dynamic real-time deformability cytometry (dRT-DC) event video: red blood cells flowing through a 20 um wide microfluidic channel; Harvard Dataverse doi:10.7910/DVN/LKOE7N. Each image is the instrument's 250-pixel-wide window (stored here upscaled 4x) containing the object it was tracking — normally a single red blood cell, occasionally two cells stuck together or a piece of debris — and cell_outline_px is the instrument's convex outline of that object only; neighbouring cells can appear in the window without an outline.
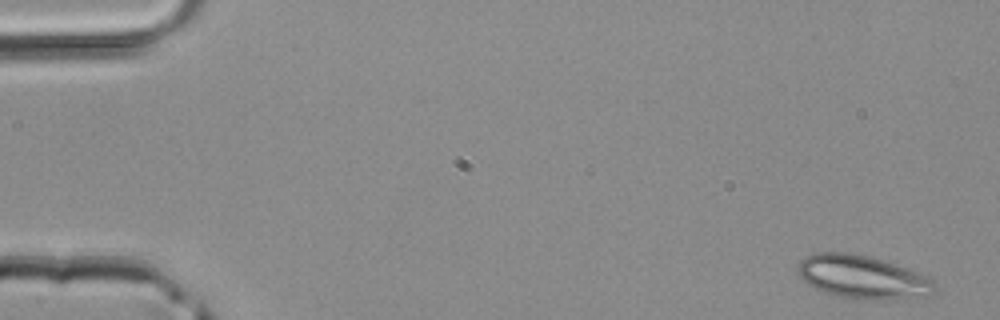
{"species": "common noctule bat (a hibernating species)", "species_latin": "Nyctalus noctula", "temperature_condition": "room temperature", "stored_images_in_passage": 4, "camera_frame_rate_fps": 3000, "um_per_image_px": 0.085, "animal": {"sex": "male", "body_mass_g": 20.4}, "frame": {"image": 1, "passage_image": 1, "time_ms": 0.0, "image_size_px": [1000, 320], "cell_outline_px": [[932, 296], [884, 300], [856, 300], [832, 296], [808, 284], [796, 272], [796, 268], [800, 260], [804, 256], [816, 252], [848, 252], [872, 256], [908, 268], [928, 276], [932, 280]], "centroid_in_image_um": [73.27, 23.55], "position_along_channel_um": 11.7, "area_um2": 35.2}}